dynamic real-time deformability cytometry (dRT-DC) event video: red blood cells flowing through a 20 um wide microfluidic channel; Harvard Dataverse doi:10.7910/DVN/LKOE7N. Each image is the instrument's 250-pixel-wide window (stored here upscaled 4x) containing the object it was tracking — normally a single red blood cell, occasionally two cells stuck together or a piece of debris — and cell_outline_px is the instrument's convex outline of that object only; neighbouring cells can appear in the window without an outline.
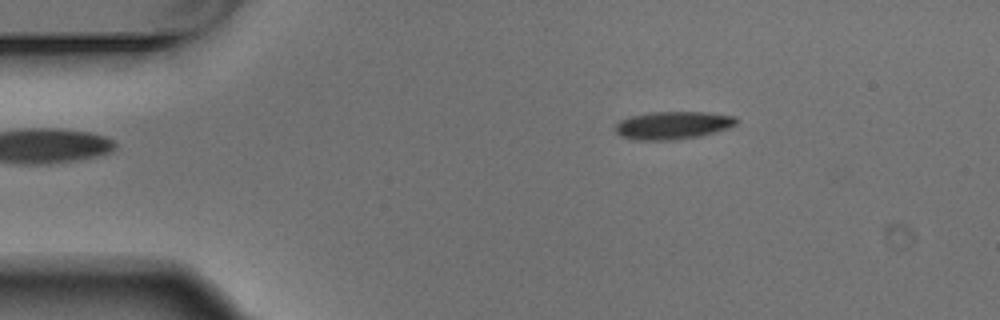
{"species": "Egyptian fruit bat (a non-hibernating species)", "species_latin": "Rousettus aegyptiacus", "temperature_condition": "warm", "stored_images_in_passage": 2, "camera_frame_rate_fps": 3000, "um_per_image_px": 0.085, "animal": {"sex": "male"}, "frame": {"image": 1, "passage_image": 2, "time_ms": 0.333, "image_size_px": [1000, 320], "cell_outline_px": [[736, 124], [700, 136], [672, 140], [636, 140], [620, 136], [612, 128], [620, 120], [628, 116], [652, 112], [708, 112], [736, 116]], "centroid_in_image_um": [57.11, 10.64], "position_along_channel_um": 27.9, "area_um2": 19.59}}